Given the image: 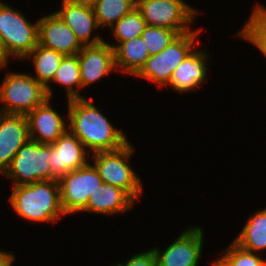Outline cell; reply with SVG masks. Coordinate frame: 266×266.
<instances>
[{"instance_id":"obj_20","label":"cell","mask_w":266,"mask_h":266,"mask_svg":"<svg viewBox=\"0 0 266 266\" xmlns=\"http://www.w3.org/2000/svg\"><path fill=\"white\" fill-rule=\"evenodd\" d=\"M65 55L56 52L53 49L46 48L39 43L37 46L26 56L32 58L34 62L36 80L46 88L48 98L51 99L52 90L49 87L50 82L53 81L56 71Z\"/></svg>"},{"instance_id":"obj_7","label":"cell","mask_w":266,"mask_h":266,"mask_svg":"<svg viewBox=\"0 0 266 266\" xmlns=\"http://www.w3.org/2000/svg\"><path fill=\"white\" fill-rule=\"evenodd\" d=\"M49 145L28 140L13 157L4 175L13 178L14 186L51 180Z\"/></svg>"},{"instance_id":"obj_18","label":"cell","mask_w":266,"mask_h":266,"mask_svg":"<svg viewBox=\"0 0 266 266\" xmlns=\"http://www.w3.org/2000/svg\"><path fill=\"white\" fill-rule=\"evenodd\" d=\"M135 200L123 189L102 183L89 197L86 207L82 211L98 214L122 213L132 208Z\"/></svg>"},{"instance_id":"obj_1","label":"cell","mask_w":266,"mask_h":266,"mask_svg":"<svg viewBox=\"0 0 266 266\" xmlns=\"http://www.w3.org/2000/svg\"><path fill=\"white\" fill-rule=\"evenodd\" d=\"M70 131L92 153L115 151L128 143L122 130L109 120L86 98L68 100Z\"/></svg>"},{"instance_id":"obj_3","label":"cell","mask_w":266,"mask_h":266,"mask_svg":"<svg viewBox=\"0 0 266 266\" xmlns=\"http://www.w3.org/2000/svg\"><path fill=\"white\" fill-rule=\"evenodd\" d=\"M0 2V44L2 65H7L9 56L26 59L39 43V23L31 24L20 11Z\"/></svg>"},{"instance_id":"obj_24","label":"cell","mask_w":266,"mask_h":266,"mask_svg":"<svg viewBox=\"0 0 266 266\" xmlns=\"http://www.w3.org/2000/svg\"><path fill=\"white\" fill-rule=\"evenodd\" d=\"M250 16L237 35L256 46L266 57V8L258 4Z\"/></svg>"},{"instance_id":"obj_22","label":"cell","mask_w":266,"mask_h":266,"mask_svg":"<svg viewBox=\"0 0 266 266\" xmlns=\"http://www.w3.org/2000/svg\"><path fill=\"white\" fill-rule=\"evenodd\" d=\"M52 82L67 88L68 100L85 98L73 87L76 85L77 89H82L78 54L63 57Z\"/></svg>"},{"instance_id":"obj_17","label":"cell","mask_w":266,"mask_h":266,"mask_svg":"<svg viewBox=\"0 0 266 266\" xmlns=\"http://www.w3.org/2000/svg\"><path fill=\"white\" fill-rule=\"evenodd\" d=\"M208 54L203 51H193L175 69L169 86L178 92H188L201 87L206 79L207 67L205 66Z\"/></svg>"},{"instance_id":"obj_29","label":"cell","mask_w":266,"mask_h":266,"mask_svg":"<svg viewBox=\"0 0 266 266\" xmlns=\"http://www.w3.org/2000/svg\"><path fill=\"white\" fill-rule=\"evenodd\" d=\"M14 258V255L11 253L0 250V266H12Z\"/></svg>"},{"instance_id":"obj_9","label":"cell","mask_w":266,"mask_h":266,"mask_svg":"<svg viewBox=\"0 0 266 266\" xmlns=\"http://www.w3.org/2000/svg\"><path fill=\"white\" fill-rule=\"evenodd\" d=\"M60 200L66 214L82 211L89 197L103 183L93 165L88 163L82 168L70 171L59 180Z\"/></svg>"},{"instance_id":"obj_21","label":"cell","mask_w":266,"mask_h":266,"mask_svg":"<svg viewBox=\"0 0 266 266\" xmlns=\"http://www.w3.org/2000/svg\"><path fill=\"white\" fill-rule=\"evenodd\" d=\"M234 242L251 252L266 249V208L249 217Z\"/></svg>"},{"instance_id":"obj_16","label":"cell","mask_w":266,"mask_h":266,"mask_svg":"<svg viewBox=\"0 0 266 266\" xmlns=\"http://www.w3.org/2000/svg\"><path fill=\"white\" fill-rule=\"evenodd\" d=\"M62 8L55 13L74 32L78 41L84 45H95L103 42L100 36H94L91 40V32L98 29L93 8L70 3L62 0Z\"/></svg>"},{"instance_id":"obj_10","label":"cell","mask_w":266,"mask_h":266,"mask_svg":"<svg viewBox=\"0 0 266 266\" xmlns=\"http://www.w3.org/2000/svg\"><path fill=\"white\" fill-rule=\"evenodd\" d=\"M203 231L199 226L186 229L164 252L152 249L157 266H198L203 247Z\"/></svg>"},{"instance_id":"obj_30","label":"cell","mask_w":266,"mask_h":266,"mask_svg":"<svg viewBox=\"0 0 266 266\" xmlns=\"http://www.w3.org/2000/svg\"><path fill=\"white\" fill-rule=\"evenodd\" d=\"M64 1L93 8V6L96 4L98 0H64Z\"/></svg>"},{"instance_id":"obj_14","label":"cell","mask_w":266,"mask_h":266,"mask_svg":"<svg viewBox=\"0 0 266 266\" xmlns=\"http://www.w3.org/2000/svg\"><path fill=\"white\" fill-rule=\"evenodd\" d=\"M26 118L30 140L40 144L51 145L68 130L63 118L52 108L50 98L28 113Z\"/></svg>"},{"instance_id":"obj_11","label":"cell","mask_w":266,"mask_h":266,"mask_svg":"<svg viewBox=\"0 0 266 266\" xmlns=\"http://www.w3.org/2000/svg\"><path fill=\"white\" fill-rule=\"evenodd\" d=\"M86 148L82 142L68 130L53 144L49 145V166L51 180H59L70 171L88 164Z\"/></svg>"},{"instance_id":"obj_32","label":"cell","mask_w":266,"mask_h":266,"mask_svg":"<svg viewBox=\"0 0 266 266\" xmlns=\"http://www.w3.org/2000/svg\"><path fill=\"white\" fill-rule=\"evenodd\" d=\"M4 66H6V65H2V47L0 44V68H3Z\"/></svg>"},{"instance_id":"obj_2","label":"cell","mask_w":266,"mask_h":266,"mask_svg":"<svg viewBox=\"0 0 266 266\" xmlns=\"http://www.w3.org/2000/svg\"><path fill=\"white\" fill-rule=\"evenodd\" d=\"M10 204L23 219L33 222L57 220L64 215L58 180L13 186Z\"/></svg>"},{"instance_id":"obj_4","label":"cell","mask_w":266,"mask_h":266,"mask_svg":"<svg viewBox=\"0 0 266 266\" xmlns=\"http://www.w3.org/2000/svg\"><path fill=\"white\" fill-rule=\"evenodd\" d=\"M48 98L46 88L35 77L23 73H7L0 86L3 114L27 115Z\"/></svg>"},{"instance_id":"obj_5","label":"cell","mask_w":266,"mask_h":266,"mask_svg":"<svg viewBox=\"0 0 266 266\" xmlns=\"http://www.w3.org/2000/svg\"><path fill=\"white\" fill-rule=\"evenodd\" d=\"M199 30H190L179 34L160 53L150 56L135 76L156 83L159 87L169 85L175 69L194 51L195 48L193 46L200 32Z\"/></svg>"},{"instance_id":"obj_6","label":"cell","mask_w":266,"mask_h":266,"mask_svg":"<svg viewBox=\"0 0 266 266\" xmlns=\"http://www.w3.org/2000/svg\"><path fill=\"white\" fill-rule=\"evenodd\" d=\"M133 146L128 142L115 151L97 152L92 154L94 167L103 183L110 184L125 190L134 200L139 199L142 184L138 175L128 165Z\"/></svg>"},{"instance_id":"obj_19","label":"cell","mask_w":266,"mask_h":266,"mask_svg":"<svg viewBox=\"0 0 266 266\" xmlns=\"http://www.w3.org/2000/svg\"><path fill=\"white\" fill-rule=\"evenodd\" d=\"M111 46L114 48L116 69L120 67V71L128 74L136 75L150 57L141 36Z\"/></svg>"},{"instance_id":"obj_26","label":"cell","mask_w":266,"mask_h":266,"mask_svg":"<svg viewBox=\"0 0 266 266\" xmlns=\"http://www.w3.org/2000/svg\"><path fill=\"white\" fill-rule=\"evenodd\" d=\"M178 32L156 26H146L141 37L149 51V55H156L165 49L177 36Z\"/></svg>"},{"instance_id":"obj_25","label":"cell","mask_w":266,"mask_h":266,"mask_svg":"<svg viewBox=\"0 0 266 266\" xmlns=\"http://www.w3.org/2000/svg\"><path fill=\"white\" fill-rule=\"evenodd\" d=\"M146 26V21L141 12L135 7L131 12L119 19L110 29L113 30L114 37L120 43L141 36Z\"/></svg>"},{"instance_id":"obj_8","label":"cell","mask_w":266,"mask_h":266,"mask_svg":"<svg viewBox=\"0 0 266 266\" xmlns=\"http://www.w3.org/2000/svg\"><path fill=\"white\" fill-rule=\"evenodd\" d=\"M136 7L148 26L171 29L179 34L190 30L199 12L183 0H136Z\"/></svg>"},{"instance_id":"obj_12","label":"cell","mask_w":266,"mask_h":266,"mask_svg":"<svg viewBox=\"0 0 266 266\" xmlns=\"http://www.w3.org/2000/svg\"><path fill=\"white\" fill-rule=\"evenodd\" d=\"M81 85L88 86L116 69L114 48L103 41L95 45H84L78 52Z\"/></svg>"},{"instance_id":"obj_27","label":"cell","mask_w":266,"mask_h":266,"mask_svg":"<svg viewBox=\"0 0 266 266\" xmlns=\"http://www.w3.org/2000/svg\"><path fill=\"white\" fill-rule=\"evenodd\" d=\"M230 266H265L266 261L257 254L245 250L234 241L221 256Z\"/></svg>"},{"instance_id":"obj_13","label":"cell","mask_w":266,"mask_h":266,"mask_svg":"<svg viewBox=\"0 0 266 266\" xmlns=\"http://www.w3.org/2000/svg\"><path fill=\"white\" fill-rule=\"evenodd\" d=\"M39 23V44L63 55H75L83 48L74 32L54 12L43 16Z\"/></svg>"},{"instance_id":"obj_28","label":"cell","mask_w":266,"mask_h":266,"mask_svg":"<svg viewBox=\"0 0 266 266\" xmlns=\"http://www.w3.org/2000/svg\"><path fill=\"white\" fill-rule=\"evenodd\" d=\"M112 266H157L155 254L152 249L133 255L126 263L119 262Z\"/></svg>"},{"instance_id":"obj_23","label":"cell","mask_w":266,"mask_h":266,"mask_svg":"<svg viewBox=\"0 0 266 266\" xmlns=\"http://www.w3.org/2000/svg\"><path fill=\"white\" fill-rule=\"evenodd\" d=\"M136 7V0H98L93 6L99 28L112 27Z\"/></svg>"},{"instance_id":"obj_31","label":"cell","mask_w":266,"mask_h":266,"mask_svg":"<svg viewBox=\"0 0 266 266\" xmlns=\"http://www.w3.org/2000/svg\"><path fill=\"white\" fill-rule=\"evenodd\" d=\"M214 266H230L222 257L213 262Z\"/></svg>"},{"instance_id":"obj_15","label":"cell","mask_w":266,"mask_h":266,"mask_svg":"<svg viewBox=\"0 0 266 266\" xmlns=\"http://www.w3.org/2000/svg\"><path fill=\"white\" fill-rule=\"evenodd\" d=\"M26 115L0 113V173L9 168L17 151L28 141Z\"/></svg>"}]
</instances>
